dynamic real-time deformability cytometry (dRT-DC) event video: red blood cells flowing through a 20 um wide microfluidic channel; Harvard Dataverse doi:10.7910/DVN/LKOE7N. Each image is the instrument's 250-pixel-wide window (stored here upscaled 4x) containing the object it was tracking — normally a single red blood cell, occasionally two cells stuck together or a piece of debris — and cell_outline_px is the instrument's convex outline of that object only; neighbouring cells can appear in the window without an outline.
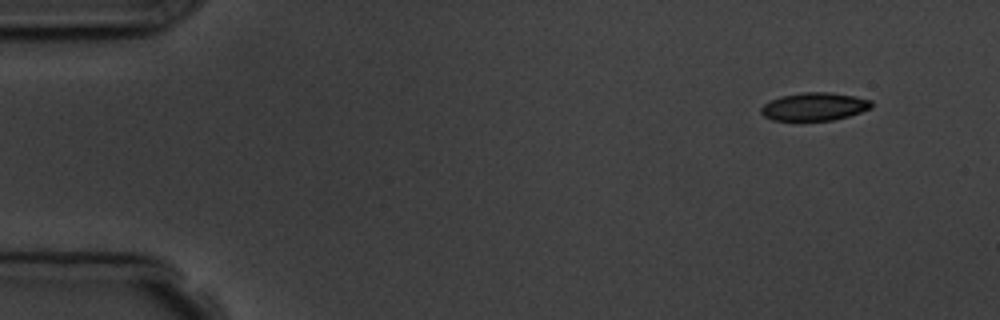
{"species": "common noctule bat (a hibernating species)", "species_latin": "Nyctalus noctula", "temperature_condition": "room temperature", "stored_images_in_passage": 9, "camera_frame_rate_fps": 3000, "um_per_image_px": 0.085, "animal": {"sex": "male", "body_mass_g": 19.5, "forearm_length_mm": 54.6}, "frame": {"image": 1, "passage_image": 1, "time_ms": 0.0, "image_size_px": [1000, 320], "cell_outline_px": [[872, 108], [848, 116], [832, 120], [772, 120], [764, 116], [760, 112], [760, 108], [764, 104], [780, 96], [804, 92], [828, 92], [856, 96], [872, 100]], "centroid_in_image_um": [69.23, 9.05], "position_along_channel_um": 15.8, "area_um2": 17.98}}
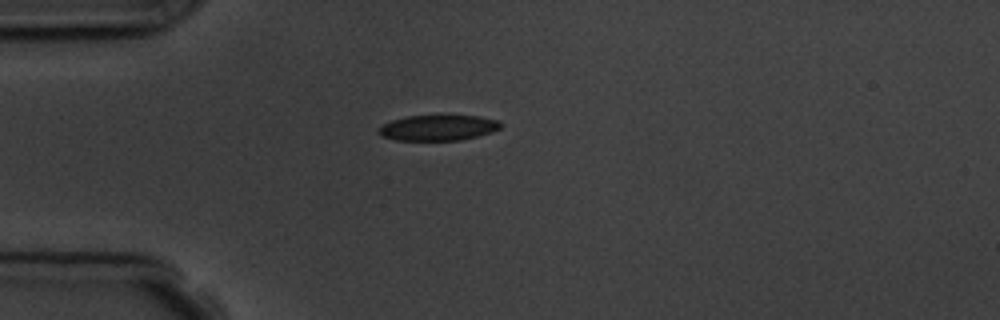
{"frame": {"image": 2, "passage_image": 3, "time_ms": 3.333, "image_size_px": [1000, 320], "cell_outline_px": [[504, 124], [500, 128], [492, 132], [460, 140], [396, 140], [380, 136], [376, 132], [384, 124], [392, 120], [408, 116], [480, 116], [500, 120]], "centroid_in_image_um": [37.27, 10.86], "position_along_channel_um": 47.7, "area_um2": 18.15}}
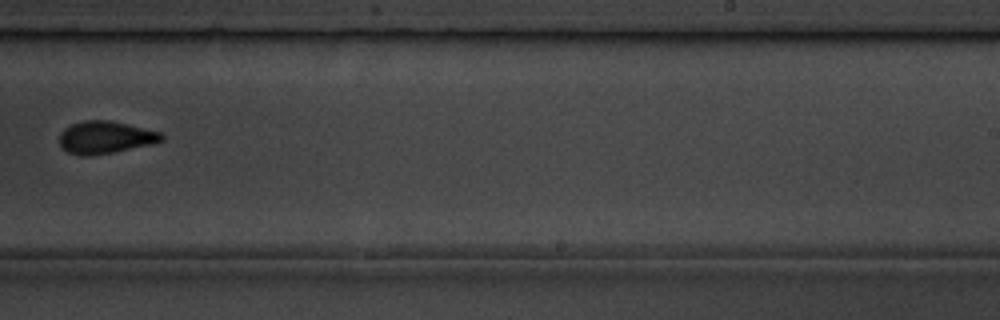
{"frame": {"image": 3, "passage_image": 9, "time_ms": 10.0, "image_size_px": [1000, 320], "cell_outline_px": [[164, 140], [156, 144], [112, 152], [88, 156], [80, 156], [68, 152], [60, 144], [60, 132], [64, 128], [72, 124], [84, 120], [108, 120], [160, 132], [164, 136]], "centroid_in_image_um": [8.97, 11.68], "position_along_channel_um": 280.0, "area_um2": 19.25}}